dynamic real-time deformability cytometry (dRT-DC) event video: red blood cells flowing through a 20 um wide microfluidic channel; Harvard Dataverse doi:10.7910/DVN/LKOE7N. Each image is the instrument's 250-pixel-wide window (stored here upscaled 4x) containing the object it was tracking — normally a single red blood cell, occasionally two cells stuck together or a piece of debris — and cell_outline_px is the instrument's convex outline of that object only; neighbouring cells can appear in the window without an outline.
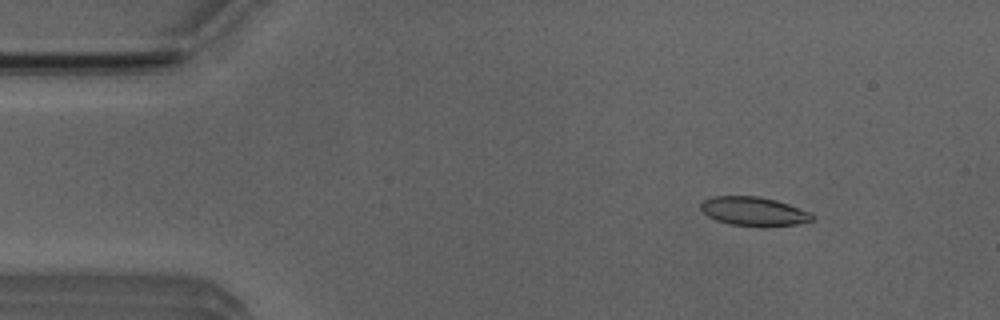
{"species": "Egyptian fruit bat (a non-hibernating species)", "species_latin": "Rousettus aegyptiacus", "temperature_condition": "room temperature", "stored_images_in_passage": 54, "camera_frame_rate_fps": 3000, "um_per_image_px": 0.085, "animal": {"sex": "male"}, "frame": {"image": 1, "passage_image": 7, "time_ms": 2.0, "image_size_px": [1000, 320], "cell_outline_px": [[816, 216], [812, 220], [796, 224], [764, 228], [728, 224], [716, 220], [708, 216], [700, 208], [700, 204], [704, 200], [712, 196], [760, 196], [776, 200], [812, 212]], "centroid_in_image_um": [64.1, 17.98], "position_along_channel_um": 20.9, "area_um2": 19.19}}
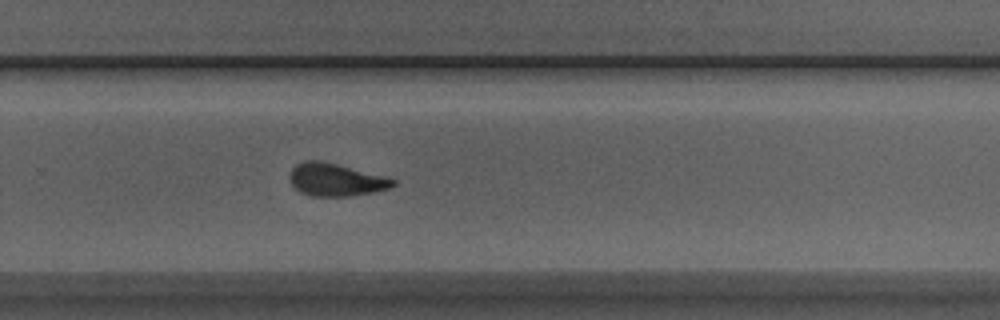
{"frame": {"image": 2, "passage_image": 35, "time_ms": 11.333, "image_size_px": [1000, 320], "cell_outline_px": [[396, 184], [388, 188], [372, 192], [348, 196], [312, 196], [300, 192], [288, 180], [288, 172], [296, 164], [304, 160], [316, 160], [336, 164], [388, 176], [396, 180]], "centroid_in_image_um": [28.51, 15.27], "position_along_channel_um": 301.3, "area_um2": 19.77}}
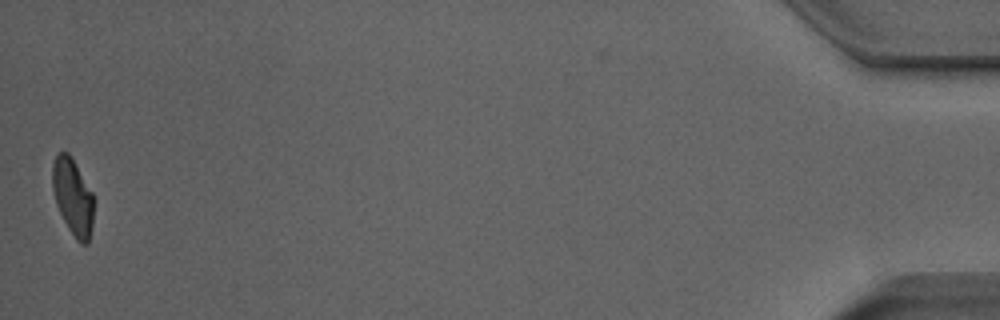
{"frame": {"image": 3, "passage_image": 53, "time_ms": 17.333, "image_size_px": [1000, 320], "cell_outline_px": [[96, 200], [92, 228], [88, 244], [80, 244], [76, 240], [68, 228], [56, 204], [52, 188], [52, 164], [56, 156], [60, 152], [68, 152], [92, 192]], "centroid_in_image_um": [6.22, 16.78], "position_along_channel_um": 429.0, "area_um2": 18.67}, "authors_computed_cell_mechanics": {"area_um2": 19.4497, "velocity_mm_per_s": 3.8302, "shape_relaxation_time_tau1_ms": 5.597, "shape_relaxation_time_tau2_ms": 2.6602, "deformation_change_tau1": 0.16, "deformation_change_tau2": 0.0985}}